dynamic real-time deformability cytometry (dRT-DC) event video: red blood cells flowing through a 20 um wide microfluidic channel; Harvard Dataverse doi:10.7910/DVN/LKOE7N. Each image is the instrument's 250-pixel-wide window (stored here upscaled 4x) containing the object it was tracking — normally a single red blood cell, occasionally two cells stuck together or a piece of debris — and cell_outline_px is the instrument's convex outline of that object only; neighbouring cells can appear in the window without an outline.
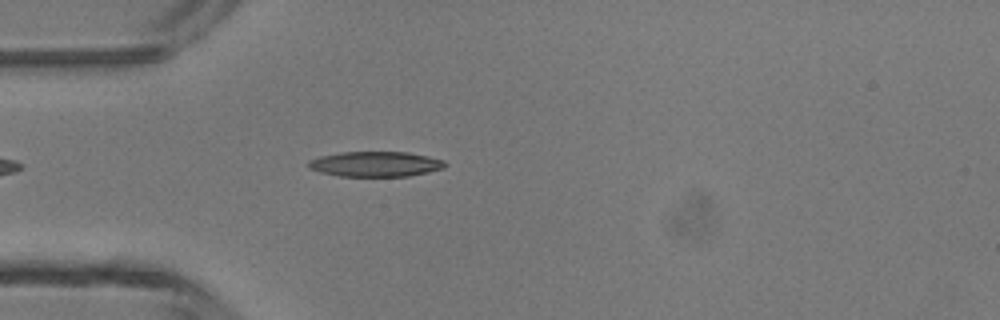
{"species": "common noctule bat (a hibernating species)", "species_latin": "Nyctalus noctula", "temperature_condition": "room temperature", "stored_images_in_passage": 32, "camera_frame_rate_fps": 3000, "um_per_image_px": 0.085, "animal": {"sex": "male", "body_mass_g": 13.3}, "frame": {"image": 1, "passage_image": 4, "time_ms": 1.0, "image_size_px": [1000, 320], "cell_outline_px": [[448, 164], [444, 168], [428, 172], [408, 176], [340, 176], [320, 172], [308, 168], [308, 160], [320, 156], [340, 152], [408, 152], [428, 156], [444, 160]], "centroid_in_image_um": [31.92, 13.94], "position_along_channel_um": 53.1, "area_um2": 20.11}}
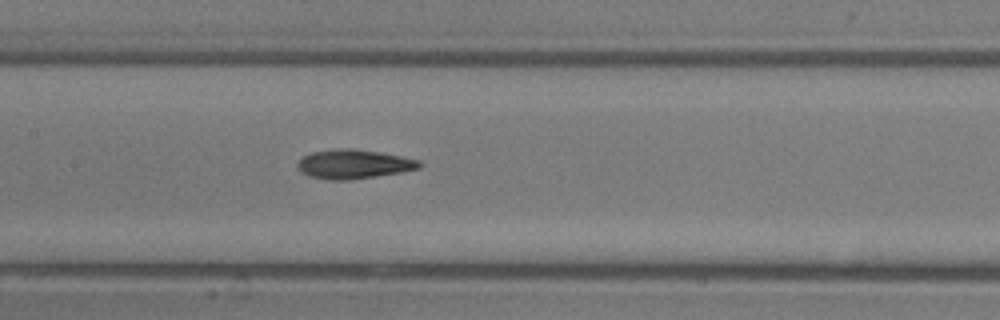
{"frame": {"image": 2, "passage_image": 13, "time_ms": 4.0, "image_size_px": [1000, 320], "cell_outline_px": [[424, 164], [420, 168], [400, 172], [348, 180], [328, 180], [308, 176], [296, 164], [304, 156], [312, 152], [340, 148], [352, 148], [380, 152], [420, 160]], "centroid_in_image_um": [30.1, 13.94], "position_along_channel_um": 177.3, "area_um2": 20.52}}
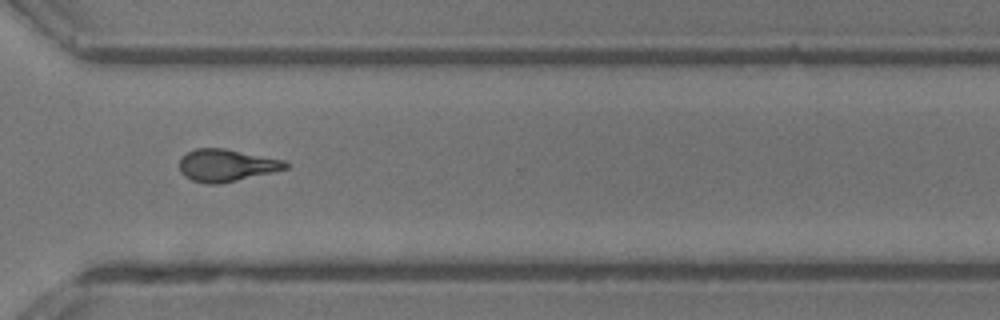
{"frame": {"image": 3, "passage_image": 25, "time_ms": 8.0, "image_size_px": [1000, 320], "cell_outline_px": [[288, 168], [272, 172], [220, 184], [208, 184], [192, 180], [184, 176], [180, 172], [180, 160], [188, 152], [196, 148], [224, 148], [284, 160], [288, 164]], "centroid_in_image_um": [19.23, 14.05], "position_along_channel_um": 351.4, "area_um2": 19.77}, "authors_computed_cell_mechanics": {"area_um2": 20.0855, "velocity_mm_per_s": 4.3651, "shape_relaxation_time_tau1_ms": 5.6826, "shape_relaxation_time_tau2_ms": 3.7086, "deformation_change_tau1": 0.1839, "deformation_change_tau2": 0.1507}}